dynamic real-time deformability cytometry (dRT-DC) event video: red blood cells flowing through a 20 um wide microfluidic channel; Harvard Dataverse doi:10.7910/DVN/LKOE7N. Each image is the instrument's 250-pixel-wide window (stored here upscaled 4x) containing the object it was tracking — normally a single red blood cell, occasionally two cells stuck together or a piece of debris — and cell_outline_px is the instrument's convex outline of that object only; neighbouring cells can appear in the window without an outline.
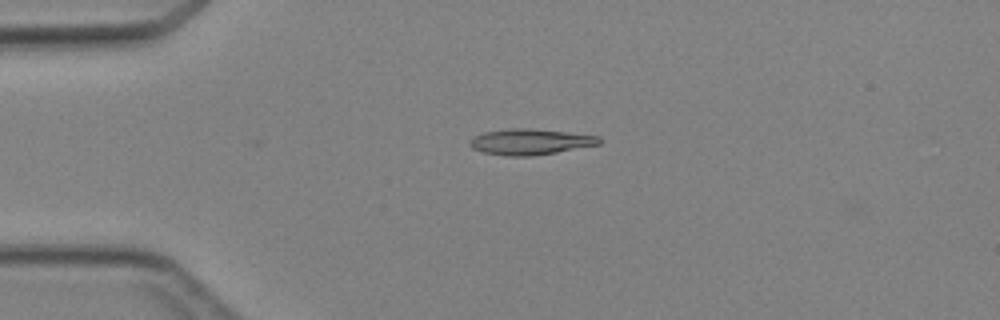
{"species": "Egyptian fruit bat (a non-hibernating species)", "species_latin": "Rousettus aegyptiacus", "temperature_condition": "cold", "stored_images_in_passage": 2, "camera_frame_rate_fps": 3000, "um_per_image_px": 0.085, "animal": {"sex": "female"}, "frame": {"image": 1, "passage_image": 1, "time_ms": 0.0, "image_size_px": [1000, 320], "cell_outline_px": [[600, 144], [556, 152], [532, 156], [504, 156], [484, 152], [472, 148], [468, 144], [468, 140], [472, 136], [484, 132], [508, 128], [528, 128], [600, 136]], "centroid_in_image_um": [45.0, 12.05], "position_along_channel_um": 40.0, "area_um2": 19.48}}